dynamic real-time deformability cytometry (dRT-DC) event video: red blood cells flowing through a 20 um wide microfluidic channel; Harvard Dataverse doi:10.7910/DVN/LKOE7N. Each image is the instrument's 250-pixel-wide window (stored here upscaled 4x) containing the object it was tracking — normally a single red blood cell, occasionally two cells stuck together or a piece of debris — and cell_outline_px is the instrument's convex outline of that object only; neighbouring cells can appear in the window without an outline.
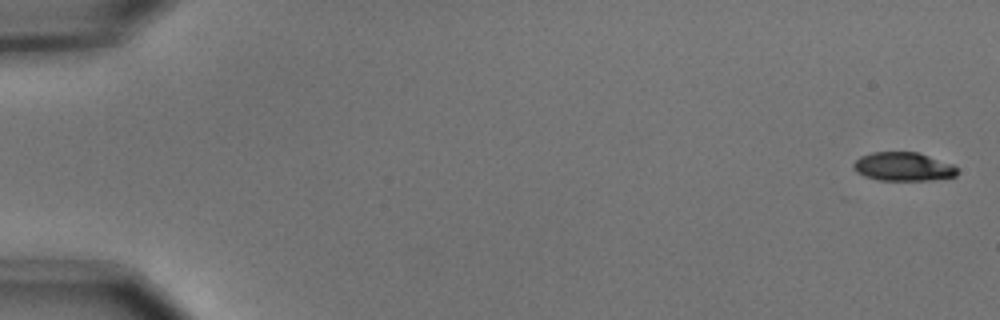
{"species": "common noctule bat (a hibernating species)", "species_latin": "Nyctalus noctula", "temperature_condition": "cold", "stored_images_in_passage": 8, "camera_frame_rate_fps": 3000, "um_per_image_px": 0.085, "animal": {"sex": "male", "body_mass_g": 15.6}, "frame": {"image": 1, "passage_image": 1, "time_ms": 0.0, "image_size_px": [1000, 320], "cell_outline_px": [[956, 176], [928, 180], [880, 180], [864, 176], [856, 172], [852, 168], [852, 164], [860, 156], [872, 152], [916, 152], [952, 164], [956, 168]], "centroid_in_image_um": [76.71, 14.16], "position_along_channel_um": 8.3, "area_um2": 17.17}}
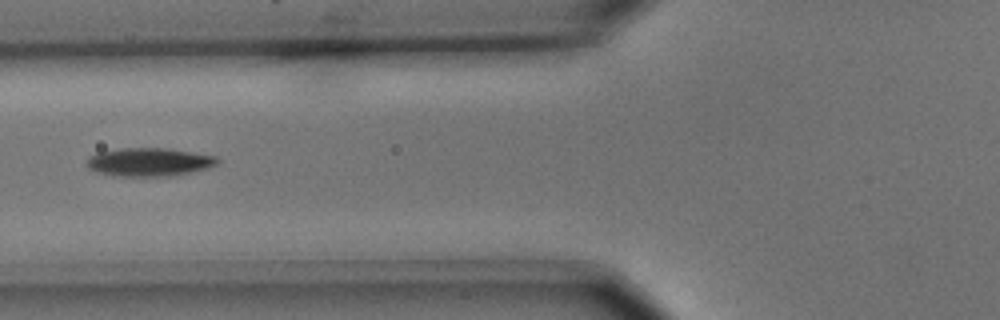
{"frame": {"image": 2, "passage_image": 7, "time_ms": 2.0, "image_size_px": [1000, 320], "cell_outline_px": [[220, 160], [216, 164], [208, 168], [176, 176], [112, 176], [96, 172], [88, 168], [84, 164], [88, 156], [100, 152], [120, 148], [168, 148], [216, 156]], "centroid_in_image_um": [12.65, 13.78], "position_along_channel_um": 113.2, "area_um2": 21.91}}
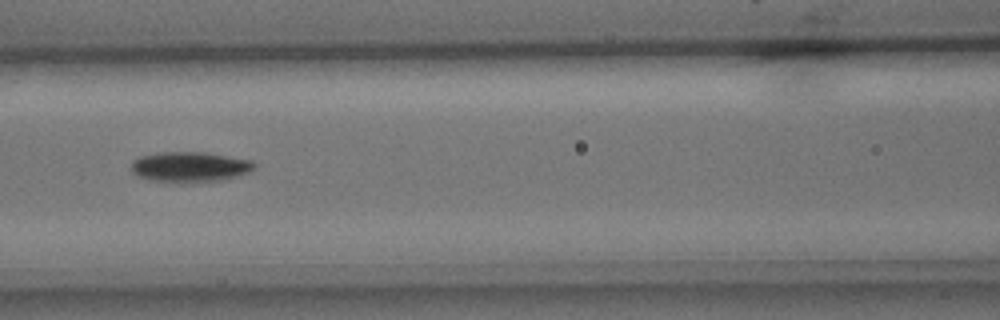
{"frame": {"image": 3, "passage_image": 8, "time_ms": 2.333, "image_size_px": [1000, 320], "cell_outline_px": [[256, 168], [240, 176], [224, 180], [192, 184], [180, 184], [148, 180], [136, 176], [132, 172], [132, 160], [140, 156], [160, 152], [204, 152], [252, 160], [256, 164]], "centroid_in_image_um": [16.14, 14.22], "position_along_channel_um": 150.5, "area_um2": 22.54}}